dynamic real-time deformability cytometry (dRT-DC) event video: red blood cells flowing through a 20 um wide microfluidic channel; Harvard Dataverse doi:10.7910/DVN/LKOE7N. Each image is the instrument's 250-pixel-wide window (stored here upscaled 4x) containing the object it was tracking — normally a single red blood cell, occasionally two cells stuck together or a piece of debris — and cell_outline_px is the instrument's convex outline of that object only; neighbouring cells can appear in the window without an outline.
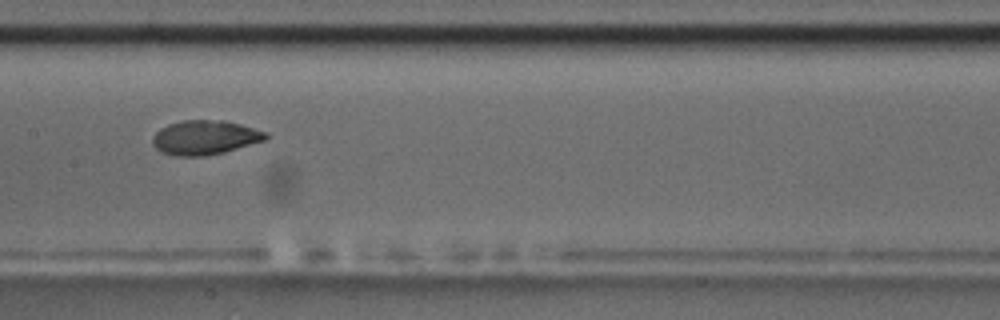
{"species": "common noctule bat (a hibernating species)", "species_latin": "Nyctalus noctula", "temperature_condition": "room temperature", "stored_images_in_passage": 10, "camera_frame_rate_fps": 3000, "um_per_image_px": 0.085, "animal": {"sex": "male", "body_mass_g": 17.5, "forearm_length_mm": 52.3}, "frame": {"image": 1, "passage_image": 10, "time_ms": 10.333, "image_size_px": [1000, 320], "cell_outline_px": [[268, 140], [224, 152], [204, 156], [176, 156], [160, 152], [152, 144], [152, 136], [160, 128], [168, 124], [184, 120], [224, 120], [240, 124], [268, 132]], "centroid_in_image_um": [17.43, 11.69], "position_along_channel_um": 190.0, "area_um2": 22.89}}